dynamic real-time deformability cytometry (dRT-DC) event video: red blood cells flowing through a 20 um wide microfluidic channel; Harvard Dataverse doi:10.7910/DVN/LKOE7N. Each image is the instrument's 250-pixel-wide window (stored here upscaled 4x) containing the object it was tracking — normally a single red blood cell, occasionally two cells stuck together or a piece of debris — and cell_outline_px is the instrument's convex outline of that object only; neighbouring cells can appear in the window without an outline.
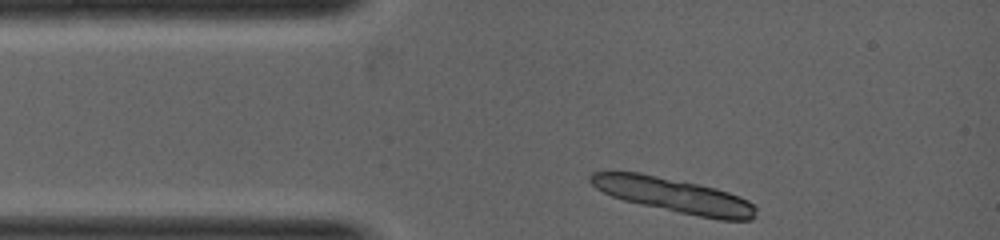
{"species": "common noctule bat (a hibernating species)", "species_latin": "Nyctalus noctula", "temperature_condition": "warm", "stored_images_in_passage": 1, "camera_frame_rate_fps": 5000, "um_per_image_px": 0.085, "animal": {"sex": "female", "body_mass_g": 19.0, "forearm_length_mm": 53.3}, "frame": {"image": 1, "passage_image": 1, "time_ms": 0.0, "image_size_px": [1000, 240], "cell_outline_px": [[756, 216], [752, 220], [720, 220], [640, 204], [624, 200], [612, 196], [596, 188], [588, 180], [588, 176], [592, 172], [640, 172], [716, 188], [740, 196], [748, 200], [756, 208]], "centroid_in_image_um": [57.29, 16.59], "position_along_channel_um": 27.7, "area_um2": 33.0}}